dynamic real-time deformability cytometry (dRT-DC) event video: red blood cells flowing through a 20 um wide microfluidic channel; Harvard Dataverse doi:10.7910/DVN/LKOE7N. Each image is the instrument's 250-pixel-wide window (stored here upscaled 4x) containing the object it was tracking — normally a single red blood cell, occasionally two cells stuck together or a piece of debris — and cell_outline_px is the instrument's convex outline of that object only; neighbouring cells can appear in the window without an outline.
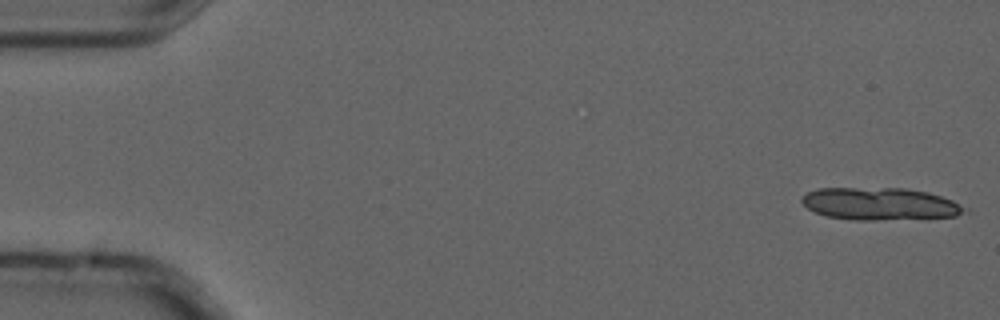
{"species": "common noctule bat (a hibernating species)", "species_latin": "Nyctalus noctula", "temperature_condition": "cold", "stored_images_in_passage": 6, "camera_frame_rate_fps": 3000, "um_per_image_px": 0.085, "animal": {"sex": "male", "forearm_length_mm": 52.5}, "frame": {"image": 1, "passage_image": 1, "time_ms": 0.0, "image_size_px": [1000, 320], "cell_outline_px": [[968, 212], [956, 216], [876, 220], [852, 220], [828, 216], [816, 212], [808, 208], [800, 200], [800, 196], [816, 188], [904, 188], [928, 192], [952, 200], [968, 208]], "centroid_in_image_um": [74.79, 17.32], "position_along_channel_um": 10.2, "area_um2": 30.75}}